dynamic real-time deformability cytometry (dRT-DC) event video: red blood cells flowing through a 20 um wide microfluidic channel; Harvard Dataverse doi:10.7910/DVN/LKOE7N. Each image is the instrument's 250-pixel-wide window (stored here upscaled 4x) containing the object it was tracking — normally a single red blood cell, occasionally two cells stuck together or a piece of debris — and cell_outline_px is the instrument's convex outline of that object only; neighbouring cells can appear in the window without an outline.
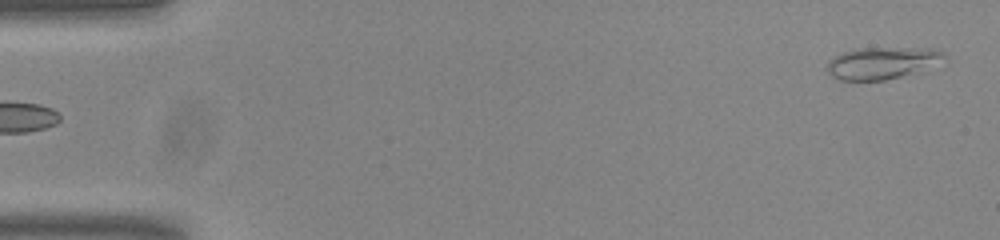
{"species": "common noctule bat (a hibernating species)", "species_latin": "Nyctalus noctula", "temperature_condition": "room temperature", "stored_images_in_passage": 52, "camera_frame_rate_fps": 3000, "um_per_image_px": 0.085, "animal": {"sex": "male", "body_mass_g": 20.0, "forearm_length_mm": 53.3}, "frame": {"image": 1, "passage_image": 1, "time_ms": 0.0, "image_size_px": [1000, 240], "cell_outline_px": [[948, 64], [944, 68], [884, 80], [840, 80], [832, 76], [824, 68], [828, 60], [844, 52], [856, 48], [932, 48], [944, 52], [948, 56]], "centroid_in_image_um": [75.21, 5.37], "position_along_channel_um": 9.8, "area_um2": 23.18}}
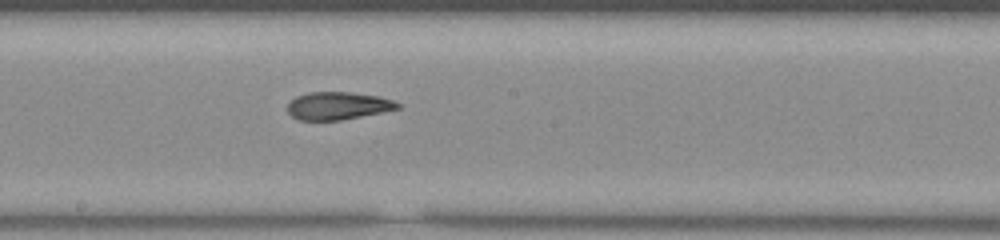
{"frame": {"image": 2, "passage_image": 28, "time_ms": 9.0, "image_size_px": [1000, 240], "cell_outline_px": [[400, 108], [340, 120], [300, 120], [292, 116], [288, 112], [288, 104], [296, 96], [308, 92], [348, 92], [380, 96], [392, 100], [400, 104]], "centroid_in_image_um": [28.7, 8.98], "position_along_channel_um": 219.5, "area_um2": 17.57}}
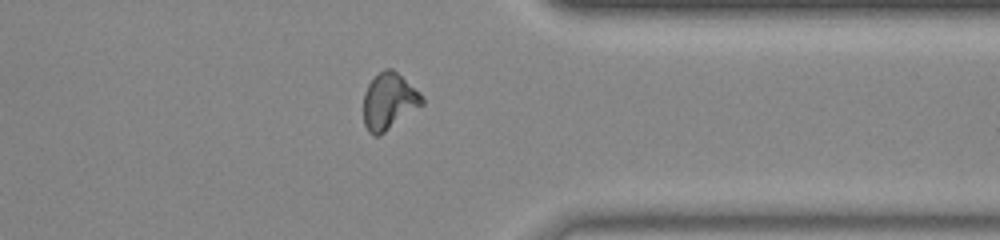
{"frame": {"image": 3, "passage_image": 41, "time_ms": 13.333, "image_size_px": [1000, 240], "cell_outline_px": [[424, 104], [380, 136], [372, 136], [368, 132], [364, 124], [364, 92], [368, 84], [384, 68], [392, 68], [420, 92], [424, 100]], "centroid_in_image_um": [33.06, 8.64], "position_along_channel_um": 378.3, "area_um2": 19.36}, "authors_computed_cell_mechanics": {"area_um2": 18.785, "velocity_mm_per_s": 3.8345, "shape_relaxation_time_tau1_ms": null, "shape_relaxation_time_tau2_ms": 2.5689, "deformation_change_tau1": null, "deformation_change_tau2": 0.0999}}